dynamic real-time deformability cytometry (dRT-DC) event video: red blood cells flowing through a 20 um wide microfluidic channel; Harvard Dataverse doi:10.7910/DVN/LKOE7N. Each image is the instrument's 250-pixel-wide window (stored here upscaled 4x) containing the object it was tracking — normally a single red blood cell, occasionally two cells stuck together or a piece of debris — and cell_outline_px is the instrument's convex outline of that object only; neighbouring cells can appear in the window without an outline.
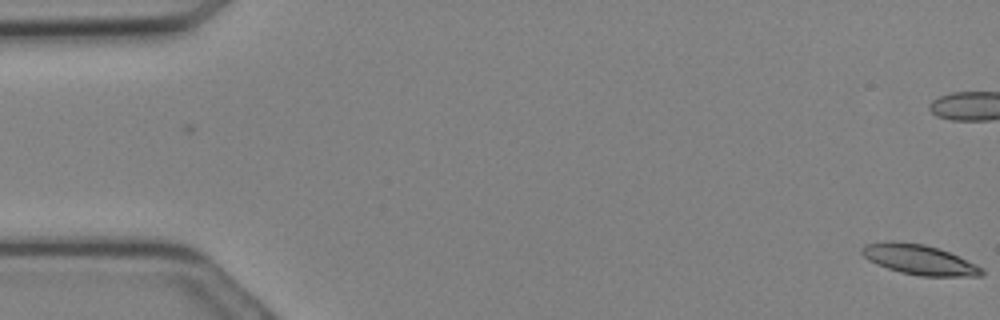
{"species": "Egyptian fruit bat (a non-hibernating species)", "species_latin": "Rousettus aegyptiacus", "temperature_condition": "cold", "stored_images_in_passage": 3, "camera_frame_rate_fps": 3000, "um_per_image_px": 0.085, "animal": {"sex": "female"}, "frame": {"image": 1, "passage_image": 3, "time_ms": 0.667, "image_size_px": [1000, 320], "cell_outline_px": [[984, 276], [920, 276], [900, 272], [876, 264], [868, 260], [860, 252], [860, 248], [864, 244], [888, 240], [892, 240], [924, 244], [948, 252], [976, 264], [984, 268]], "centroid_in_image_um": [78.1, 22.06], "position_along_channel_um": 6.9, "area_um2": 21.1}}